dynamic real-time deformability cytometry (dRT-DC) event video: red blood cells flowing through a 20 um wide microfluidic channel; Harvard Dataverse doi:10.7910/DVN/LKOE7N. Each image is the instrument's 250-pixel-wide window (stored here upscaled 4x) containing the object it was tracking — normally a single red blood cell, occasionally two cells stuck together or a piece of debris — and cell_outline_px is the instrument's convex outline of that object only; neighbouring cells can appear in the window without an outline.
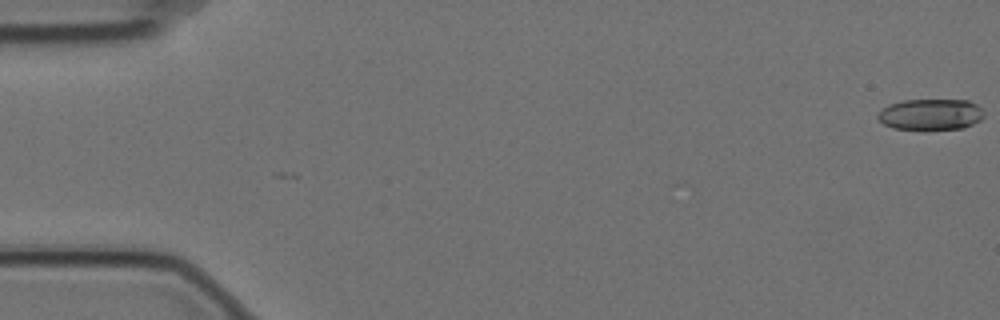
{"species": "Egyptian fruit bat (a non-hibernating species)", "species_latin": "Rousettus aegyptiacus", "temperature_condition": "cold", "stored_images_in_passage": 9, "camera_frame_rate_fps": 3000, "um_per_image_px": 0.085, "animal": {"sex": "female"}, "frame": {"image": 1, "passage_image": 1, "time_ms": 0.0, "image_size_px": [1000, 320], "cell_outline_px": [[984, 116], [980, 120], [964, 128], [924, 132], [892, 128], [884, 124], [876, 116], [888, 104], [904, 100], [968, 100], [976, 104], [984, 112]], "centroid_in_image_um": [79.1, 9.77], "position_along_channel_um": 5.9, "area_um2": 19.88}}